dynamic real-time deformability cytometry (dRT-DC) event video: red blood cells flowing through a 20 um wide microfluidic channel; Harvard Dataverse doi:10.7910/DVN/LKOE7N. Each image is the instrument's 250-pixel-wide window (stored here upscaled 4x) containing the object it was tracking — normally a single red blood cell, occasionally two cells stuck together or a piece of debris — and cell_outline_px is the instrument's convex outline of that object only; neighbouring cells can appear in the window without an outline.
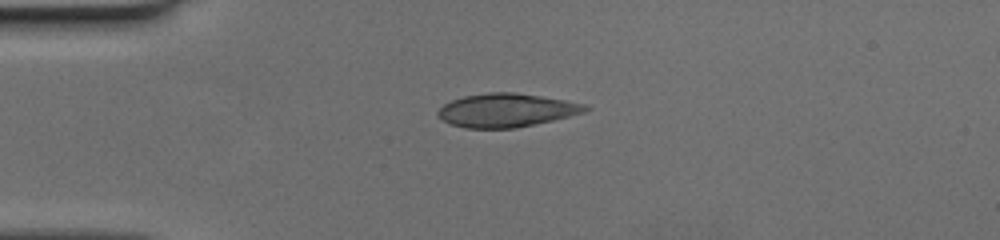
{"species": "human", "species_latin": "Homo sapiens", "temperature_condition": "cold", "stored_images_in_passage": 39, "camera_frame_rate_fps": 3000, "um_per_image_px": 0.085, "donor": {"sex": "female"}, "frame": {"image": 1, "passage_image": 1, "time_ms": 0.0, "image_size_px": [1000, 240], "cell_outline_px": [[592, 108], [584, 112], [552, 120], [516, 128], [464, 128], [448, 124], [436, 112], [444, 104], [452, 100], [464, 96], [492, 92], [512, 92], [540, 96], [564, 100], [584, 104]], "centroid_in_image_um": [43.02, 9.37], "position_along_channel_um": 42.0, "area_um2": 28.5}}
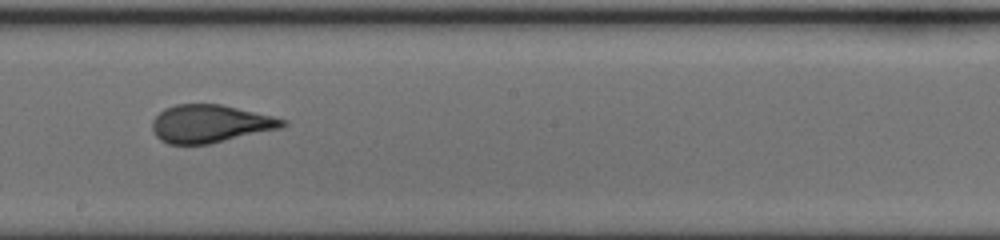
{"frame": {"image": 2, "passage_image": 17, "time_ms": 5.333, "image_size_px": [1000, 240], "cell_outline_px": [[288, 124], [284, 128], [208, 144], [168, 144], [160, 140], [156, 136], [152, 128], [152, 120], [164, 108], [176, 104], [220, 104], [272, 116], [288, 120]], "centroid_in_image_um": [17.89, 10.52], "position_along_channel_um": 230.3, "area_um2": 28.84}}
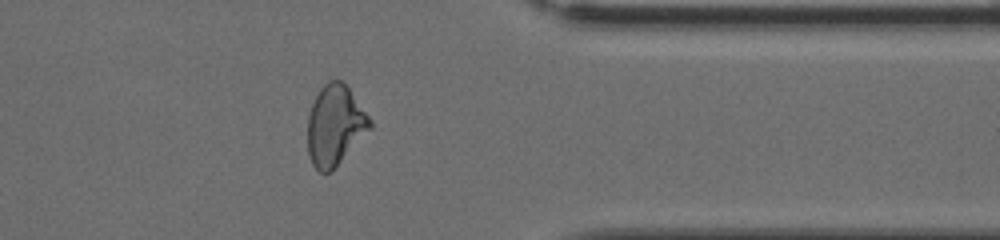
{"frame": {"image": 3, "passage_image": 29, "time_ms": 9.333, "image_size_px": [1000, 240], "cell_outline_px": [[372, 128], [332, 172], [320, 172], [312, 164], [308, 156], [308, 116], [312, 104], [320, 88], [328, 80], [340, 80], [348, 88], [372, 120]], "centroid_in_image_um": [28.48, 10.69], "position_along_channel_um": 382.9, "area_um2": 29.19}}